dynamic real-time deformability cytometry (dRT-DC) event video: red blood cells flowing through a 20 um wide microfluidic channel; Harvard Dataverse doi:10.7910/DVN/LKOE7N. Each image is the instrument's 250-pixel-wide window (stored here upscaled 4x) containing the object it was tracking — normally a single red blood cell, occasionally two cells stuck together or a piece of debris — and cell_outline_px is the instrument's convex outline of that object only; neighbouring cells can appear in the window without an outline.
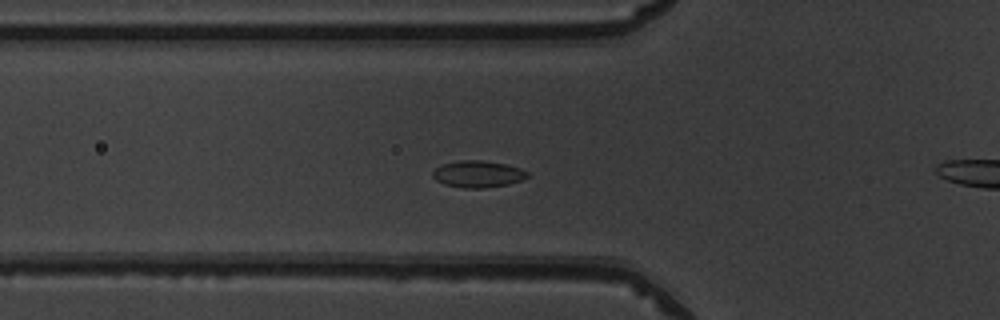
{"species": "common noctule bat (a hibernating species)", "species_latin": "Nyctalus noctula", "temperature_condition": "warm", "stored_images_in_passage": 41, "camera_frame_rate_fps": 3000, "um_per_image_px": 0.085, "animal": {"sex": "male", "body_mass_g": 19.5, "forearm_length_mm": 54.6}, "frame": {"image": 1, "passage_image": 7, "time_ms": 2.0, "image_size_px": [1000, 320], "cell_outline_px": [[528, 176], [520, 180], [508, 184], [484, 188], [464, 188], [444, 184], [436, 180], [432, 176], [432, 172], [440, 164], [460, 160], [480, 160], [508, 164], [520, 168], [528, 172]], "centroid_in_image_um": [40.6, 14.78], "position_along_channel_um": 85.2, "area_um2": 14.8}}
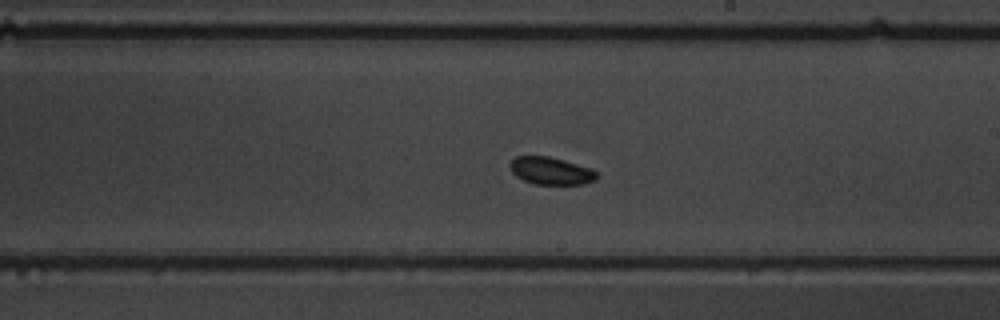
{"frame": {"image": 2, "passage_image": 19, "time_ms": 6.0, "image_size_px": [1000, 320], "cell_outline_px": [[600, 176], [596, 180], [584, 184], [536, 184], [524, 180], [516, 176], [512, 172], [508, 164], [516, 156], [548, 156], [564, 160], [592, 168]], "centroid_in_image_um": [46.86, 14.52], "position_along_channel_um": 242.1, "area_um2": 13.99}}
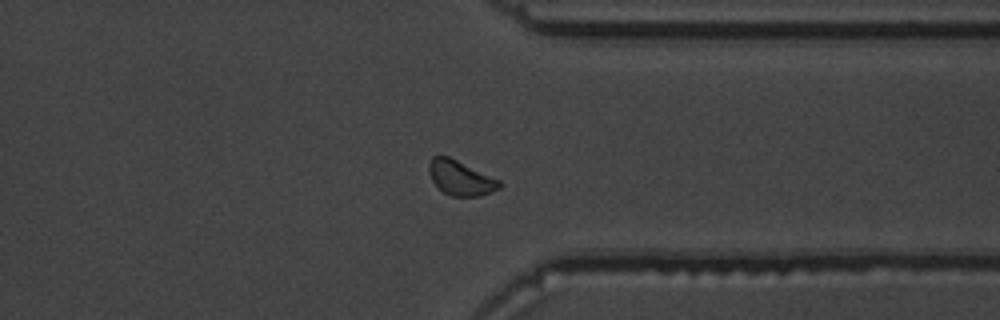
{"frame": {"image": 3, "passage_image": 29, "time_ms": 9.333, "image_size_px": [1000, 320], "cell_outline_px": [[504, 184], [500, 188], [480, 196], [452, 196], [444, 192], [432, 180], [428, 168], [432, 156], [448, 156], [500, 180]], "centroid_in_image_um": [39.18, 15.13], "position_along_channel_um": 372.2, "area_um2": 14.05}}